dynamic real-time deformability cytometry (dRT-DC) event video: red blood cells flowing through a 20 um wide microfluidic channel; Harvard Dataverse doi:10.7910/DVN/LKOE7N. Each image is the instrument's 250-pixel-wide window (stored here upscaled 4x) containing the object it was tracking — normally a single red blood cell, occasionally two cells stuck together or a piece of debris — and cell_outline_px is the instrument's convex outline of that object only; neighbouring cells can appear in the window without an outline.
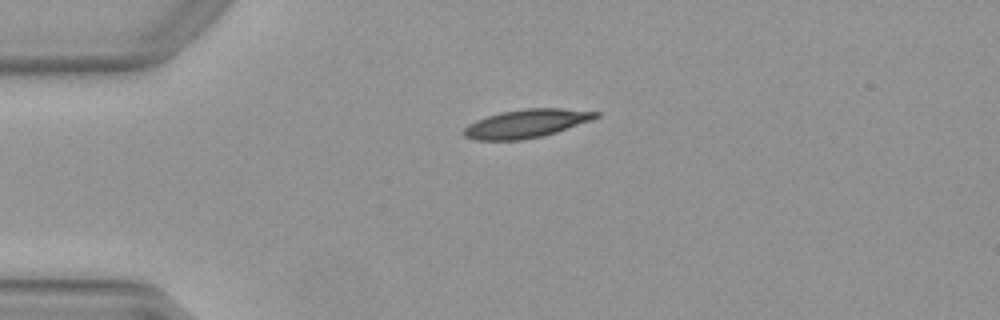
{"species": "Egyptian fruit bat (a non-hibernating species)", "species_latin": "Rousettus aegyptiacus", "temperature_condition": "warm", "stored_images_in_passage": 40, "camera_frame_rate_fps": 3000, "um_per_image_px": 0.085, "animal": {"sex": "female"}, "frame": {"image": 1, "passage_image": 1, "time_ms": 0.0, "image_size_px": [1000, 320], "cell_outline_px": [[600, 116], [592, 120], [544, 136], [524, 140], [476, 140], [464, 136], [464, 128], [468, 124], [476, 120], [500, 112], [524, 108], [560, 108], [600, 112]], "centroid_in_image_um": [44.75, 10.5], "position_along_channel_um": 40.2, "area_um2": 21.91}}
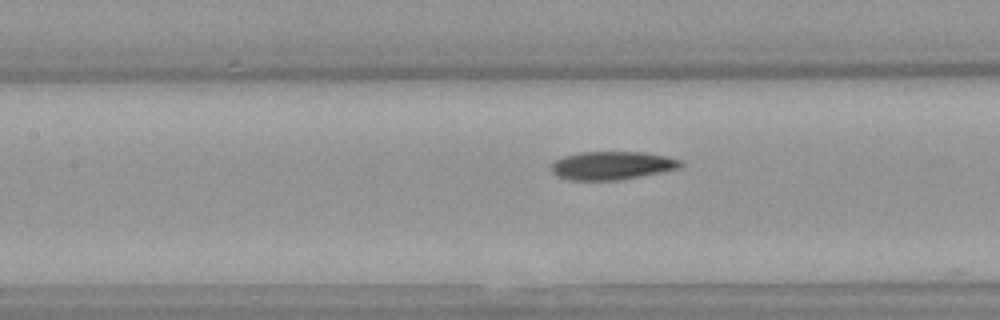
{"frame": {"image": 2, "passage_image": 12, "time_ms": 3.667, "image_size_px": [1000, 320], "cell_outline_px": [[684, 164], [680, 168], [620, 180], [568, 180], [556, 176], [552, 172], [552, 164], [556, 160], [564, 156], [580, 152], [644, 152], [664, 156], [680, 160]], "centroid_in_image_um": [52.0, 14.07], "position_along_channel_um": 155.4, "area_um2": 21.21}}
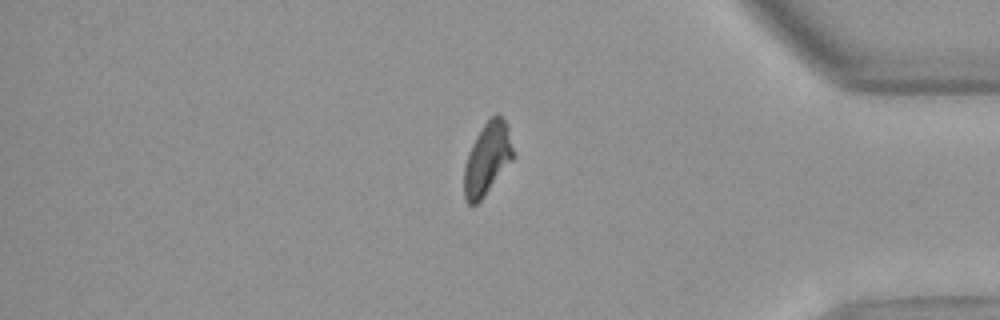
{"frame": {"image": 3, "passage_image": 32, "time_ms": 10.333, "image_size_px": [1000, 320], "cell_outline_px": [[512, 160], [480, 200], [476, 204], [468, 204], [464, 196], [464, 168], [472, 144], [476, 136], [484, 124], [496, 112], [508, 124], [512, 148]], "centroid_in_image_um": [41.4, 13.47], "position_along_channel_um": 393.8, "area_um2": 20.06}, "authors_computed_cell_mechanics": {"area_um2": 21.2704, "velocity_mm_per_s": 3.9811, "shape_relaxation_time_tau1_ms": null, "shape_relaxation_time_tau2_ms": 5.234, "deformation_change_tau1": null, "deformation_change_tau2": 0.1059}}